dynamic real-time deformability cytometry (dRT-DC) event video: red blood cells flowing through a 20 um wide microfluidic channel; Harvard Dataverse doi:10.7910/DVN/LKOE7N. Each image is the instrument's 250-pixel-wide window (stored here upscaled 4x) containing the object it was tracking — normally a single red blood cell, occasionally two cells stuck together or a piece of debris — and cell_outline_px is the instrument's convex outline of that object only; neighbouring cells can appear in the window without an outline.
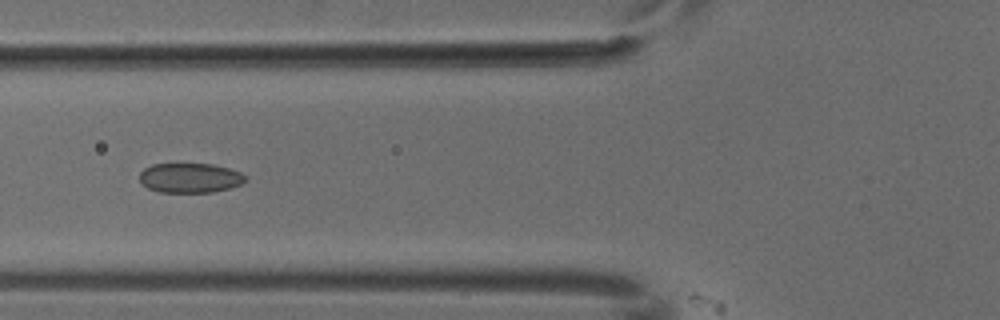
{"species": "common noctule bat (a hibernating species)", "species_latin": "Nyctalus noctula", "temperature_condition": "cold", "stored_images_in_passage": 5, "camera_frame_rate_fps": 3000, "um_per_image_px": 0.085, "animal": {"sex": "male", "body_mass_g": 18.8}, "frame": {"image": 1, "passage_image": 4, "time_ms": 1.0, "image_size_px": [1000, 320], "cell_outline_px": [[248, 180], [240, 184], [228, 188], [212, 192], [160, 192], [148, 188], [140, 180], [140, 172], [144, 168], [152, 164], [212, 164], [228, 168], [240, 172], [248, 176]], "centroid_in_image_um": [16.17, 15.11], "position_along_channel_um": 109.6, "area_um2": 18.26}}